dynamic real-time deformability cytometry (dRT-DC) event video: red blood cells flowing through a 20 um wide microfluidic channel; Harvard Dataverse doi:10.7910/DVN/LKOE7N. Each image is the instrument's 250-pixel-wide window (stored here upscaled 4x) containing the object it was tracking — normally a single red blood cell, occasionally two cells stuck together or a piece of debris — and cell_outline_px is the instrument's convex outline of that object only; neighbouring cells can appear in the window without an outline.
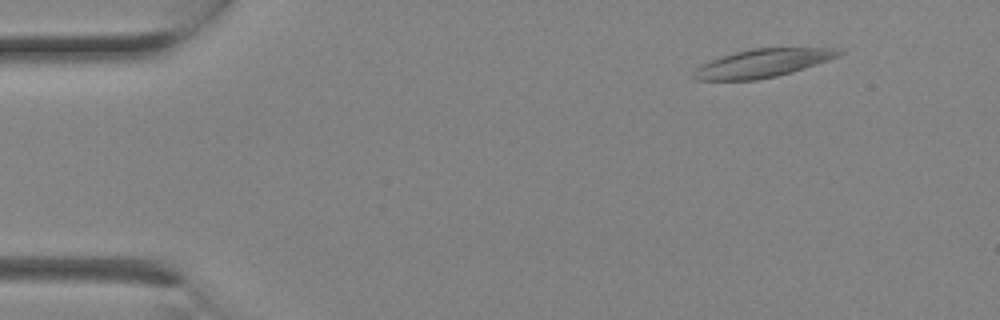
{"species": "Egyptian fruit bat (a non-hibernating species)", "species_latin": "Rousettus aegyptiacus", "temperature_condition": "room temperature", "stored_images_in_passage": 3, "camera_frame_rate_fps": 3000, "um_per_image_px": 0.085, "animal": {"sex": "female"}, "frame": {"image": 1, "passage_image": 1, "time_ms": 0.0, "image_size_px": [1000, 320], "cell_outline_px": [[844, 52], [840, 56], [792, 72], [776, 76], [756, 80], [696, 80], [692, 76], [692, 72], [696, 68], [720, 56], [752, 48], [832, 48]], "centroid_in_image_um": [64.8, 5.37], "position_along_channel_um": 20.2, "area_um2": 23.64}}
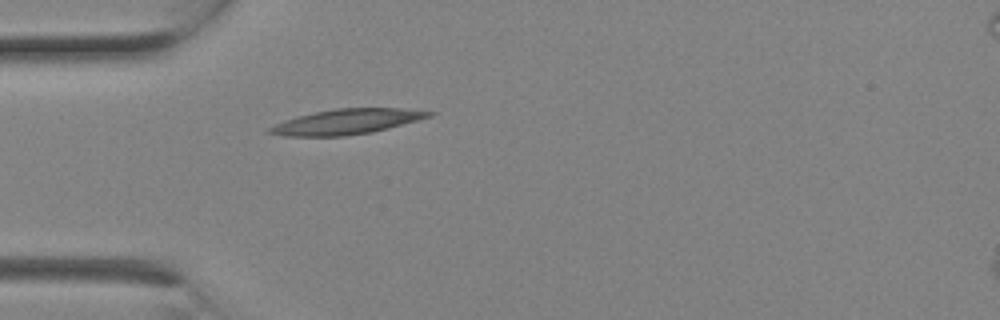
{"frame": {"image": 2, "passage_image": 2, "time_ms": 0.333, "image_size_px": [1000, 320], "cell_outline_px": [[436, 112], [432, 116], [420, 120], [372, 132], [344, 136], [284, 136], [268, 132], [268, 128], [284, 120], [296, 116], [336, 108], [400, 108]], "centroid_in_image_um": [29.5, 10.34], "position_along_channel_um": 55.5, "area_um2": 23.29}}